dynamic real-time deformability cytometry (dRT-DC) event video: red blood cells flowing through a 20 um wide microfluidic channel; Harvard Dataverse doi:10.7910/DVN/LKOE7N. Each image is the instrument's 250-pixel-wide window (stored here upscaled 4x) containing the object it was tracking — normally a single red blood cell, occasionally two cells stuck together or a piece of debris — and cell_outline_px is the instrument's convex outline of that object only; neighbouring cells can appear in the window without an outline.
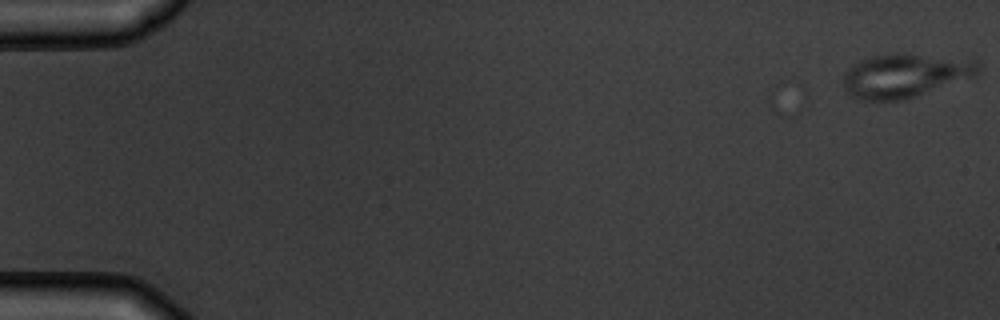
{"species": "common noctule bat (a hibernating species)", "species_latin": "Nyctalus noctula", "temperature_condition": "warm", "stored_images_in_passage": 5, "camera_frame_rate_fps": 3000, "um_per_image_px": 0.085, "animal": {"sex": "male", "body_mass_g": 19.5, "forearm_length_mm": 54.6}, "frame": {"image": 1, "passage_image": 1, "time_ms": 0.0, "image_size_px": [1000, 320], "cell_outline_px": [[980, 72], [976, 76], [904, 100], [856, 100], [844, 88], [844, 72], [848, 68], [860, 60], [872, 56], [916, 56], [980, 60]], "centroid_in_image_um": [76.93, 6.47], "position_along_channel_um": 8.1, "area_um2": 33.52}}